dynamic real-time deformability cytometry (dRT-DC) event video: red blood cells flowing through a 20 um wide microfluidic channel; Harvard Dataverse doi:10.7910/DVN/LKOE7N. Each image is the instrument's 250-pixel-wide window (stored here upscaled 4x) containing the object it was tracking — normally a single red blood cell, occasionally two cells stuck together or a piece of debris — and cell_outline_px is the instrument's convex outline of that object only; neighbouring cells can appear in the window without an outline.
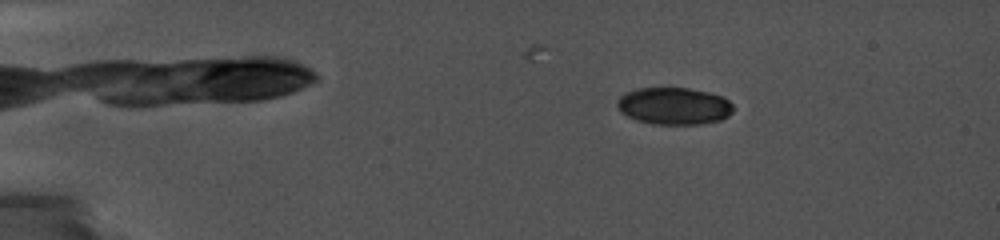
{"species": "common noctule bat (a hibernating species)", "species_latin": "Nyctalus noctula", "temperature_condition": "cold", "stored_images_in_passage": 19, "camera_frame_rate_fps": 5000, "um_per_image_px": 0.085, "animal": {"sex": "female", "body_mass_g": 19.0, "forearm_length_mm": 56.7}, "frame": {"image": 1, "passage_image": 6, "time_ms": 3.2, "image_size_px": [1000, 240], "cell_outline_px": [[736, 108], [728, 116], [720, 120], [700, 124], [652, 124], [636, 120], [620, 112], [616, 104], [616, 100], [620, 96], [636, 88], [688, 88], [708, 92], [724, 96]], "centroid_in_image_um": [57.3, 9.01], "position_along_channel_um": 27.7, "area_um2": 25.32}}
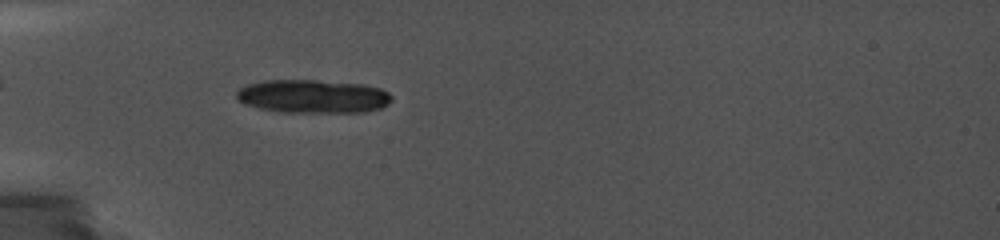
{"frame": {"image": 2, "passage_image": 11, "time_ms": 6.2, "image_size_px": [1000, 240], "cell_outline_px": [[392, 100], [388, 104], [380, 108], [364, 112], [280, 112], [260, 108], [244, 104], [236, 100], [236, 92], [240, 88], [248, 84], [264, 80], [316, 80], [364, 84], [380, 88], [388, 92], [392, 96]], "centroid_in_image_um": [26.59, 8.19], "position_along_channel_um": 58.4, "area_um2": 30.4}}